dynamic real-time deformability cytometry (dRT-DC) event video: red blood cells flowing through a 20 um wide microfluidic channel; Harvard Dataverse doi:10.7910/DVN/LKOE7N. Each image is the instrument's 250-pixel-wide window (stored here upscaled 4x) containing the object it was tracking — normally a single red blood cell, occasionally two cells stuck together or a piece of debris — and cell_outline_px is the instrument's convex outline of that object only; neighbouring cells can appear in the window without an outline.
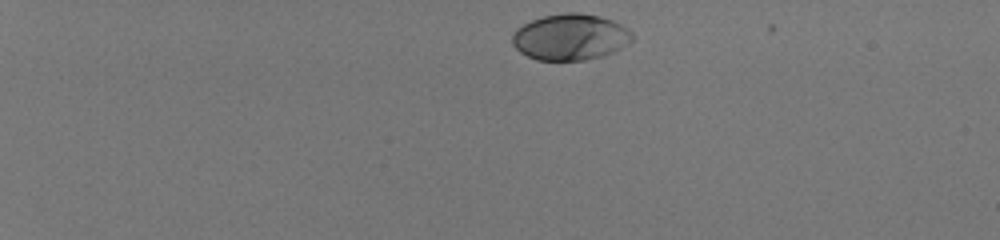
{"species": "human", "species_latin": "Homo sapiens", "temperature_condition": "room temperature", "stored_images_in_passage": 42, "camera_frame_rate_fps": 3000, "um_per_image_px": 0.085, "donor": {"sex": "male"}, "frame": {"image": 1, "passage_image": 1, "time_ms": 0.0, "image_size_px": [1000, 240], "cell_outline_px": [[632, 40], [628, 44], [604, 56], [584, 60], [536, 60], [520, 52], [512, 44], [512, 36], [516, 28], [532, 20], [544, 16], [564, 12], [580, 12], [600, 16], [612, 20], [628, 28], [632, 32]], "centroid_in_image_um": [48.48, 3.14], "position_along_channel_um": 36.5, "area_um2": 32.43}}
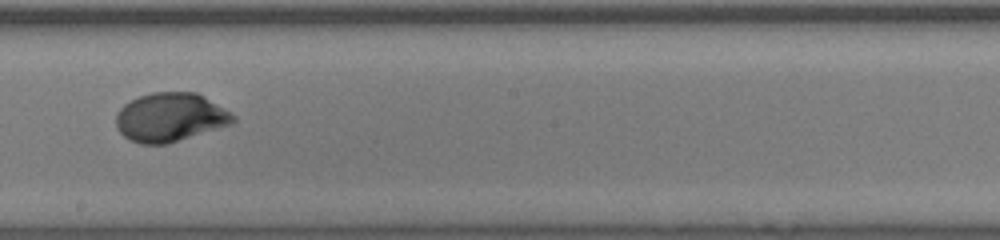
{"frame": {"image": 2, "passage_image": 24, "time_ms": 7.667, "image_size_px": [1000, 240], "cell_outline_px": [[236, 120], [232, 124], [168, 144], [140, 144], [124, 136], [116, 128], [116, 112], [124, 104], [140, 96], [152, 92], [196, 92], [204, 96], [232, 112], [236, 116]], "centroid_in_image_um": [14.49, 9.97], "position_along_channel_um": 233.7, "area_um2": 33.47}}
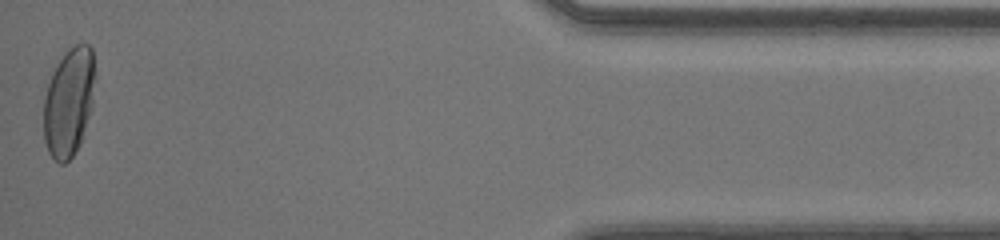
{"frame": {"image": 3, "passage_image": 42, "time_ms": 13.667, "image_size_px": [1000, 240], "cell_outline_px": [[96, 76], [92, 108], [80, 144], [72, 156], [64, 164], [60, 164], [48, 152], [44, 140], [44, 100], [48, 84], [64, 52], [68, 48], [76, 44], [88, 44], [92, 48], [96, 72]], "centroid_in_image_um": [5.89, 8.66], "position_along_channel_um": 429.3, "area_um2": 32.66}, "authors_computed_cell_mechanics": {"area_um2": 32.4547, "velocity_mm_per_s": 4.1139, "shape_relaxation_time_tau1_ms": 3.2491, "shape_relaxation_time_tau2_ms": null, "deformation_change_tau1": 0.2109, "deformation_change_tau2": null}}